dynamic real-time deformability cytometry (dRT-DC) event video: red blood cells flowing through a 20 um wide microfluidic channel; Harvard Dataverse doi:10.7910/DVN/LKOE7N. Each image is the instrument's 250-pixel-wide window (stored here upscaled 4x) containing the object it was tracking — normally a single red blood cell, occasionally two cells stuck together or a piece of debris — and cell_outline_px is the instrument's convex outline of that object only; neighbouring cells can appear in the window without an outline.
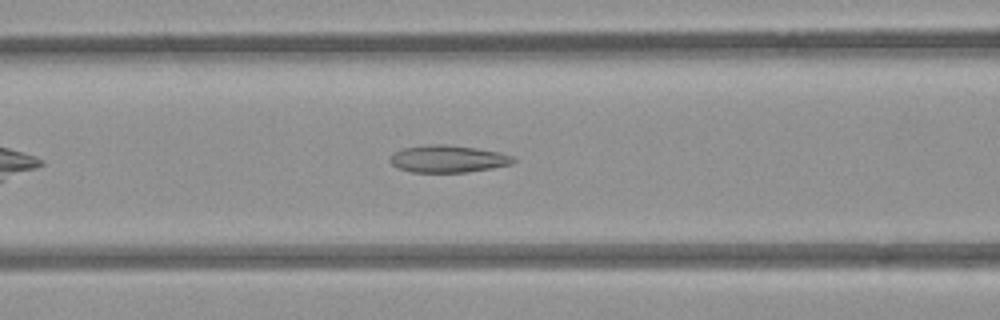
{"species": "common noctule bat (a hibernating species)", "species_latin": "Nyctalus noctula", "temperature_condition": "room temperature", "stored_images_in_passage": 36, "camera_frame_rate_fps": 3000, "um_per_image_px": 0.085, "animal": {"sex": "female", "body_mass_g": 21.9}, "frame": {"image": 1, "passage_image": 10, "time_ms": 3.0, "image_size_px": [1000, 320], "cell_outline_px": [[516, 160], [512, 164], [492, 168], [468, 172], [412, 172], [400, 168], [392, 164], [388, 160], [392, 152], [400, 148], [420, 144], [448, 144], [476, 148], [500, 152], [512, 156]], "centroid_in_image_um": [38.03, 13.48], "position_along_channel_um": 128.6, "area_um2": 19.88}}
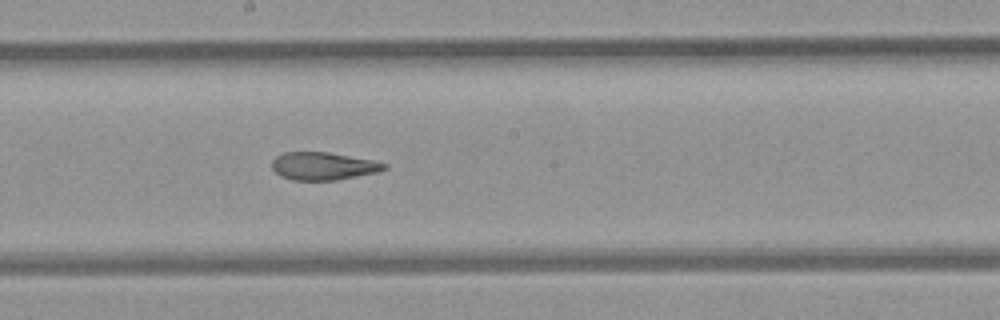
{"frame": {"image": 2, "passage_image": 17, "time_ms": 5.333, "image_size_px": [1000, 320], "cell_outline_px": [[388, 168], [380, 172], [336, 180], [292, 180], [280, 176], [272, 168], [272, 160], [276, 156], [284, 152], [328, 152], [372, 160], [388, 164]], "centroid_in_image_um": [27.49, 14.12], "position_along_channel_um": 220.7, "area_um2": 18.26}}
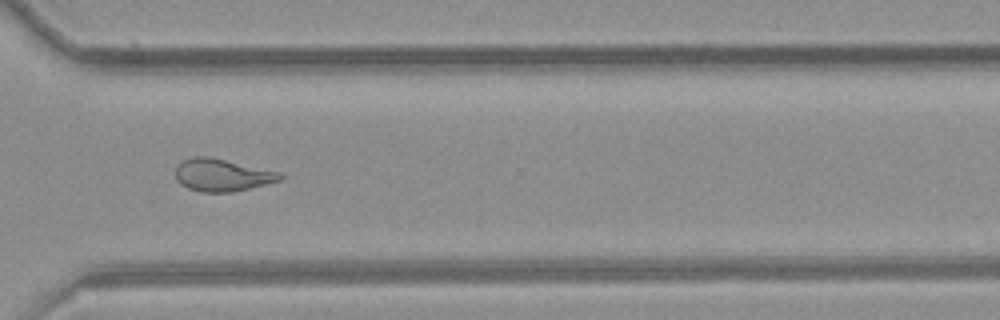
{"frame": {"image": 3, "passage_image": 27, "time_ms": 8.667, "image_size_px": [1000, 320], "cell_outline_px": [[284, 180], [232, 192], [200, 192], [188, 188], [180, 184], [176, 180], [176, 168], [184, 160], [192, 156], [208, 156], [280, 172], [284, 176]], "centroid_in_image_um": [18.9, 14.89], "position_along_channel_um": 351.7, "area_um2": 19.77}, "authors_computed_cell_mechanics": {"area_um2": 19.8254, "velocity_mm_per_s": 3.9441, "shape_relaxation_time_tau1_ms": null, "shape_relaxation_time_tau2_ms": 2.3683, "deformation_change_tau1": null, "deformation_change_tau2": 0.0894}}